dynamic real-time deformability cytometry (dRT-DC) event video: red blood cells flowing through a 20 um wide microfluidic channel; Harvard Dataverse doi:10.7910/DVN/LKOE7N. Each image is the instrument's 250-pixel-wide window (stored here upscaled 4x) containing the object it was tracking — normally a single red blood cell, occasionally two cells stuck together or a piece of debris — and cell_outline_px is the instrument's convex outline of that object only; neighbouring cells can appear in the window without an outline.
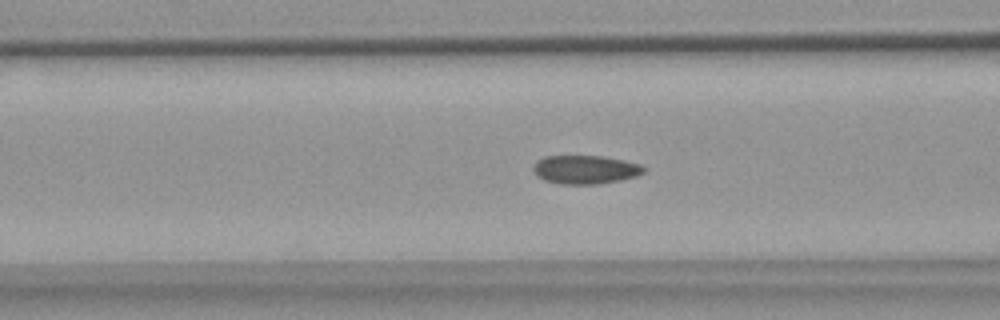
{"species": "common noctule bat (a hibernating species)", "species_latin": "Nyctalus noctula", "temperature_condition": "warm", "stored_images_in_passage": 55, "camera_frame_rate_fps": 3000, "um_per_image_px": 0.085, "animal": {"sex": "female", "body_mass_g": 18.4}, "frame": {"image": 1, "passage_image": 21, "time_ms": 6.667, "image_size_px": [1000, 320], "cell_outline_px": [[648, 168], [644, 172], [636, 176], [620, 180], [600, 184], [560, 184], [544, 180], [536, 176], [532, 168], [536, 160], [544, 156], [604, 156], [624, 160], [640, 164]], "centroid_in_image_um": [49.74, 14.41], "position_along_channel_um": 116.9, "area_um2": 18.67}}
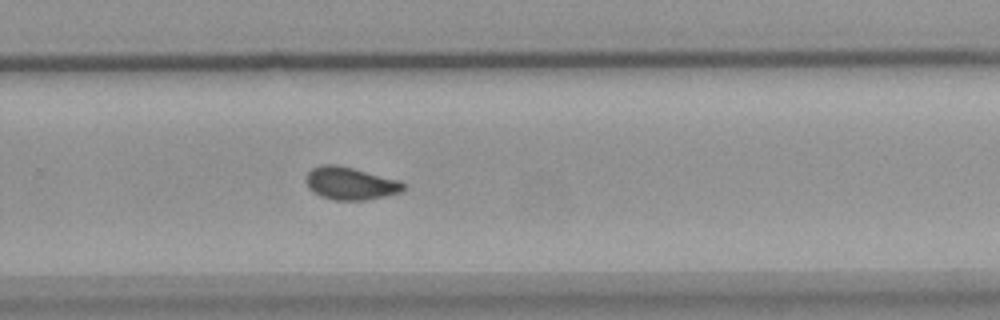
{"frame": {"image": 2, "passage_image": 36, "time_ms": 11.667, "image_size_px": [1000, 320], "cell_outline_px": [[404, 188], [400, 192], [384, 196], [364, 200], [332, 200], [320, 196], [308, 188], [304, 180], [304, 176], [312, 168], [320, 164], [336, 164], [400, 180], [404, 184]], "centroid_in_image_um": [29.72, 15.58], "position_along_channel_um": 300.1, "area_um2": 18.61}}
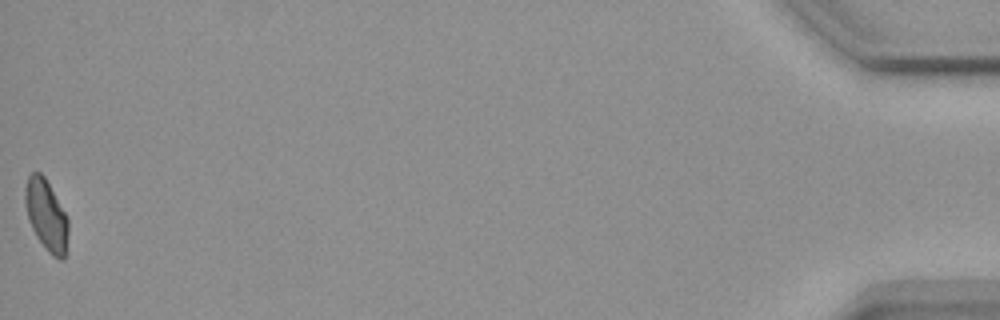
{"frame": {"image": 3, "passage_image": 55, "time_ms": 18.0, "image_size_px": [1000, 320], "cell_outline_px": [[68, 232], [64, 260], [60, 260], [52, 256], [48, 252], [36, 236], [28, 220], [24, 200], [24, 188], [28, 176], [32, 172], [40, 172], [44, 176], [64, 212], [68, 220]], "centroid_in_image_um": [3.91, 18.3], "position_along_channel_um": 431.3, "area_um2": 17.74}, "authors_computed_cell_mechanics": {"area_um2": 18.3226, "velocity_mm_per_s": 3.6802, "shape_relaxation_time_tau1_ms": null, "shape_relaxation_time_tau2_ms": 1.68, "deformation_change_tau1": null, "deformation_change_tau2": 0.0439}}